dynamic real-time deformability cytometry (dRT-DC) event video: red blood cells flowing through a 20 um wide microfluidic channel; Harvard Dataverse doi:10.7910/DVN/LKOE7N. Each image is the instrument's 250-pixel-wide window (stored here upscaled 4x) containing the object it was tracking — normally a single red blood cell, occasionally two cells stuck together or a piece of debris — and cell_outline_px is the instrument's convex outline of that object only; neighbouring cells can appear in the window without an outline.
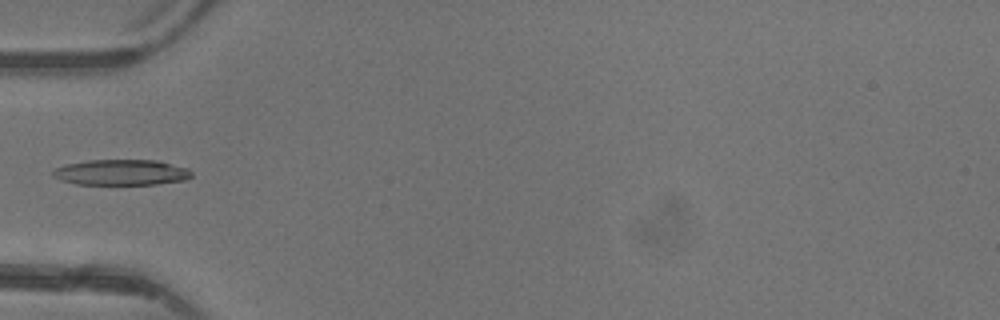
{"species": "common noctule bat (a hibernating species)", "species_latin": "Nyctalus noctula", "temperature_condition": "warm", "stored_images_in_passage": 3, "camera_frame_rate_fps": 3000, "um_per_image_px": 0.085, "animal": {"sex": "female"}, "frame": {"image": 1, "passage_image": 3, "time_ms": 3.333, "image_size_px": [1000, 320], "cell_outline_px": [[192, 176], [184, 180], [156, 184], [76, 184], [52, 176], [52, 172], [56, 168], [68, 164], [88, 160], [160, 160], [188, 168], [192, 172]], "centroid_in_image_um": [10.36, 14.64], "position_along_channel_um": 74.6, "area_um2": 20.63}}